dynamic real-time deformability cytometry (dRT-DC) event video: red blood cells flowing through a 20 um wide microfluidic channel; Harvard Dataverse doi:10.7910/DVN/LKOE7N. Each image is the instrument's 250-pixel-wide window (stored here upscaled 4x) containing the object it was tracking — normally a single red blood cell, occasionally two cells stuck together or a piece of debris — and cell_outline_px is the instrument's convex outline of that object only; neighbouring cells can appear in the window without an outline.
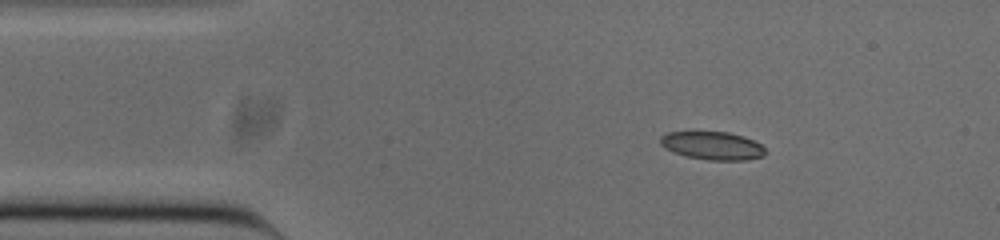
{"species": "common noctule bat (a hibernating species)", "species_latin": "Nyctalus noctula", "temperature_condition": "cold", "stored_images_in_passage": 43, "camera_frame_rate_fps": 3000, "um_per_image_px": 0.085, "animal": {"sex": "male", "body_mass_g": 20.0, "forearm_length_mm": 53.3}, "frame": {"image": 1, "passage_image": 7, "time_ms": 2.0, "image_size_px": [1000, 240], "cell_outline_px": [[764, 156], [744, 160], [708, 160], [688, 156], [672, 152], [664, 148], [660, 144], [660, 136], [668, 132], [692, 128], [728, 132], [744, 136], [760, 144], [764, 148]], "centroid_in_image_um": [60.46, 12.32], "position_along_channel_um": 24.5, "area_um2": 17.98}}
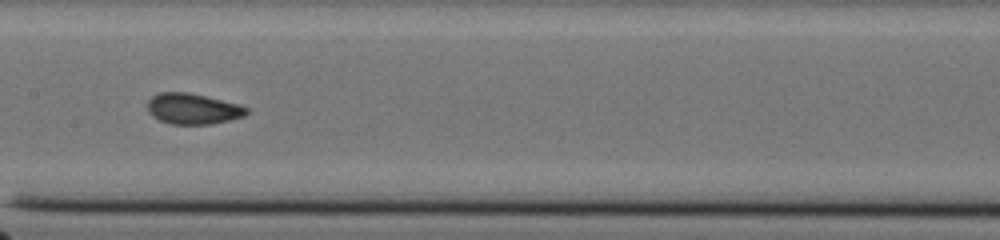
{"frame": {"image": 2, "passage_image": 24, "time_ms": 7.667, "image_size_px": [1000, 240], "cell_outline_px": [[248, 112], [244, 116], [212, 124], [172, 124], [160, 120], [152, 116], [148, 112], [148, 100], [152, 96], [160, 92], [188, 92], [236, 104], [248, 108]], "centroid_in_image_um": [16.35, 9.25], "position_along_channel_um": 191.0, "area_um2": 17.51}}
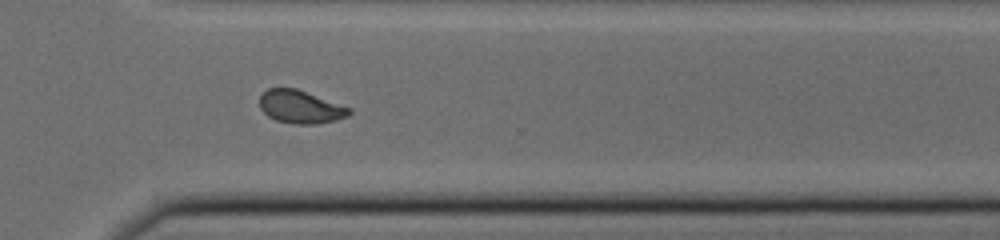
{"frame": {"image": 3, "passage_image": 36, "time_ms": 11.667, "image_size_px": [1000, 240], "cell_outline_px": [[352, 112], [348, 116], [336, 120], [316, 124], [292, 124], [276, 120], [268, 116], [260, 108], [260, 96], [268, 88], [296, 88], [352, 108]], "centroid_in_image_um": [25.56, 9.09], "position_along_channel_um": 345.0, "area_um2": 17.28}, "authors_computed_cell_mechanics": {"area_um2": 17.5134, "velocity_mm_per_s": 3.8485, "shape_relaxation_time_tau1_ms": 4.5354, "shape_relaxation_time_tau2_ms": 1.1163, "deformation_change_tau1": 0.1573, "deformation_change_tau2": 0.0648}}